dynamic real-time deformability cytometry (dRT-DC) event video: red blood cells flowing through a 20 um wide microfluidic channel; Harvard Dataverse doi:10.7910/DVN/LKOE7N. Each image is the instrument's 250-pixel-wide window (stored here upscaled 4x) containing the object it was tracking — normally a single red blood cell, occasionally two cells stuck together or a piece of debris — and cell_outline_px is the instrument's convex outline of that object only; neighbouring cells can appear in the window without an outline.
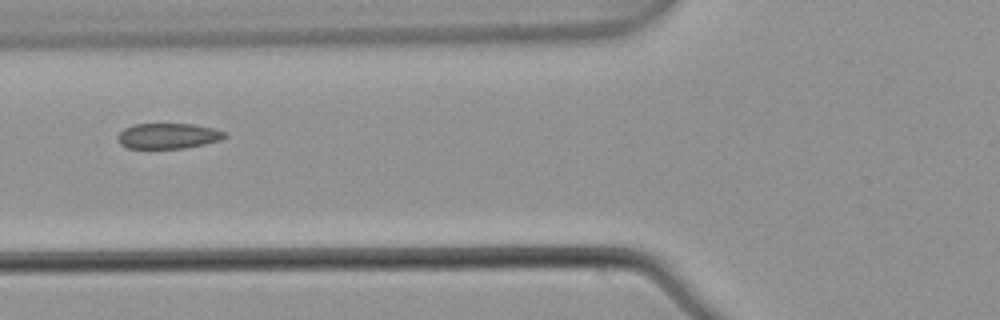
{"species": "common noctule bat (a hibernating species)", "species_latin": "Nyctalus noctula", "temperature_condition": "warm", "stored_images_in_passage": 2, "camera_frame_rate_fps": 3000, "um_per_image_px": 0.085, "animal": {"sex": "male", "body_mass_g": 21.5, "forearm_length_mm": 52.0}, "frame": {"image": 1, "passage_image": 2, "time_ms": 0.333, "image_size_px": [1000, 320], "cell_outline_px": [[228, 136], [220, 140], [204, 144], [184, 148], [128, 148], [120, 144], [116, 136], [124, 128], [132, 124], [192, 124], [212, 128], [224, 132]], "centroid_in_image_um": [14.26, 11.55], "position_along_channel_um": 111.5, "area_um2": 15.84}}